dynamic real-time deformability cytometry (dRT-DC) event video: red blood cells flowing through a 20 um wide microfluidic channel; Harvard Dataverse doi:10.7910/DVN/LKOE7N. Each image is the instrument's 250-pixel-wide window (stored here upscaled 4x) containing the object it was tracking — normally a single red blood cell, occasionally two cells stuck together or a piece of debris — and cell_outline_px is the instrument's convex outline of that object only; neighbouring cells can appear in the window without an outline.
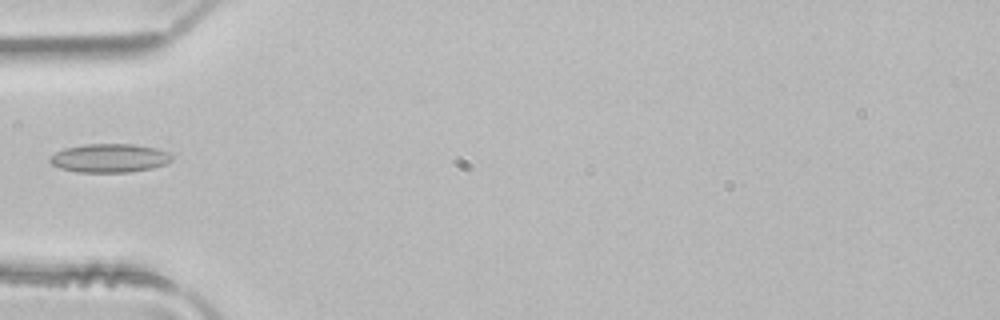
{"species": "common noctule bat (a hibernating species)", "species_latin": "Nyctalus noctula", "temperature_condition": "room temperature", "stored_images_in_passage": 1, "camera_frame_rate_fps": 3000, "um_per_image_px": 0.085, "animal": {"sex": "male", "body_mass_g": 21.5, "forearm_length_mm": 52.0}, "frame": {"image": 1, "passage_image": 1, "time_ms": 0.0, "image_size_px": [1000, 320], "cell_outline_px": [[172, 160], [164, 164], [152, 168], [128, 172], [76, 172], [60, 168], [52, 164], [48, 160], [56, 152], [64, 148], [84, 144], [132, 144], [156, 148], [168, 152], [172, 156]], "centroid_in_image_um": [9.3, 13.43], "position_along_channel_um": 75.7, "area_um2": 20.29}}